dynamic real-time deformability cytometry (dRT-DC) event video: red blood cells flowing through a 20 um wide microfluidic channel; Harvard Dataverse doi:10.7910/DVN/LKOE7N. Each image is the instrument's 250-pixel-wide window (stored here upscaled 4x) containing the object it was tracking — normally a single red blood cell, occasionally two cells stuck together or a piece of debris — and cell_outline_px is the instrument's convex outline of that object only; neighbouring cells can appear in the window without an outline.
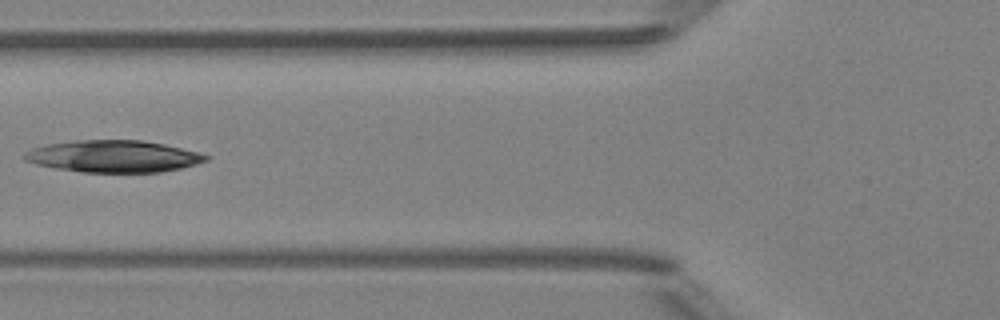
{"species": "Egyptian fruit bat (a non-hibernating species)", "species_latin": "Rousettus aegyptiacus", "temperature_condition": "room temperature", "stored_images_in_passage": 5, "camera_frame_rate_fps": 3000, "um_per_image_px": 0.085, "animal": {"sex": "female"}, "frame": {"image": 1, "passage_image": 5, "time_ms": 4.667, "image_size_px": [1000, 320], "cell_outline_px": [[212, 156], [208, 160], [196, 164], [180, 168], [160, 172], [84, 172], [56, 168], [36, 164], [24, 160], [20, 156], [24, 152], [32, 148], [44, 144], [76, 140], [144, 140], [164, 144]], "centroid_in_image_um": [9.6, 13.28], "position_along_channel_um": 116.2, "area_um2": 33.87}}